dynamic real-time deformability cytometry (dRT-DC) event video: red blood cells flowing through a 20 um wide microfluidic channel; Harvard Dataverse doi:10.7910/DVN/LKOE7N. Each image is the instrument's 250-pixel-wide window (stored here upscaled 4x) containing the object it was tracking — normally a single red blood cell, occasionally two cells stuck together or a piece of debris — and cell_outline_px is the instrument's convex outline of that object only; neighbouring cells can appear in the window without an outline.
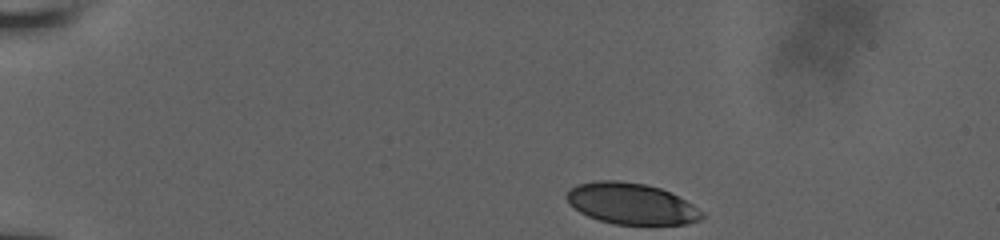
{"species": "human", "species_latin": "Homo sapiens", "temperature_condition": "room temperature", "stored_images_in_passage": 16, "camera_frame_rate_fps": 3000, "um_per_image_px": 0.085, "donor": {"sex": "male"}, "frame": {"image": 1, "passage_image": 1, "time_ms": 0.0, "image_size_px": [1000, 240], "cell_outline_px": [[704, 216], [700, 220], [684, 224], [616, 224], [600, 220], [588, 216], [580, 212], [568, 204], [564, 196], [568, 188], [576, 184], [596, 180], [616, 180], [644, 184], [660, 188], [692, 204], [704, 212]], "centroid_in_image_um": [53.6, 17.3], "position_along_channel_um": 31.4, "area_um2": 32.48}}
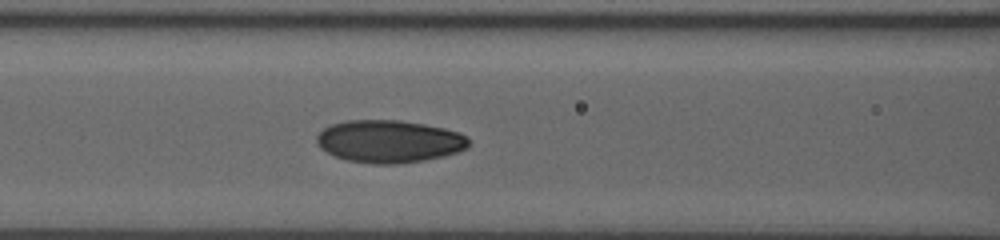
{"frame": {"image": 2, "passage_image": 10, "time_ms": 5.0, "image_size_px": [1000, 240], "cell_outline_px": [[468, 148], [444, 156], [424, 160], [396, 164], [376, 164], [348, 160], [336, 156], [320, 148], [316, 144], [316, 136], [324, 128], [332, 124], [348, 120], [400, 120], [424, 124], [444, 128], [460, 132], [468, 136]], "centroid_in_image_um": [33.09, 12.01], "position_along_channel_um": 133.5, "area_um2": 37.69}}
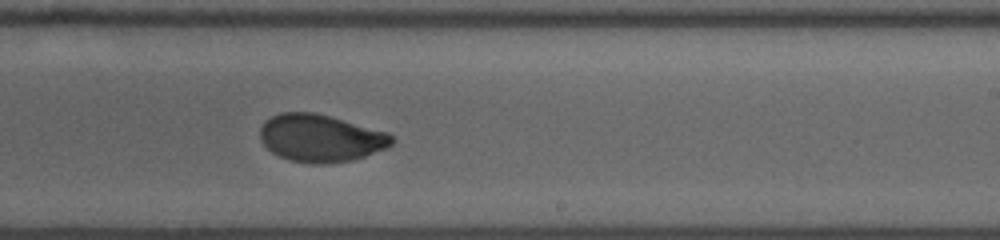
{"frame": {"image": 3, "passage_image": 16, "time_ms": 8.333, "image_size_px": [1000, 240], "cell_outline_px": [[396, 140], [388, 148], [352, 160], [324, 164], [316, 164], [292, 160], [280, 156], [272, 152], [260, 140], [260, 128], [264, 120], [280, 112], [316, 112], [388, 132]], "centroid_in_image_um": [27.26, 11.72], "position_along_channel_um": 261.7, "area_um2": 36.53}}